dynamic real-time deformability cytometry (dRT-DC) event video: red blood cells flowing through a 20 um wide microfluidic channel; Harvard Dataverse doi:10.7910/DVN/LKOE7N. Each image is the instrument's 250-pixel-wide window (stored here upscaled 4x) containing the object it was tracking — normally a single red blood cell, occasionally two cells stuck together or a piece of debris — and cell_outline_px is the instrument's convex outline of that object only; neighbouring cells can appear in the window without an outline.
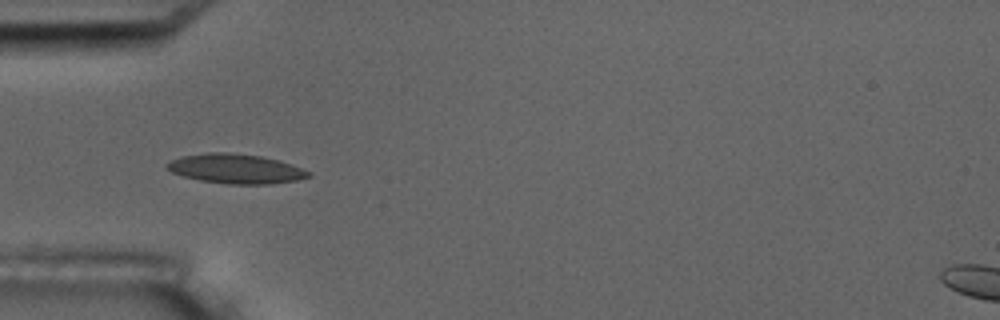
{"species": "common noctule bat (a hibernating species)", "species_latin": "Nyctalus noctula", "temperature_condition": "room temperature", "stored_images_in_passage": 6, "camera_frame_rate_fps": 3000, "um_per_image_px": 0.085, "animal": {"sex": "male", "body_mass_g": 17.5, "forearm_length_mm": 52.3}, "frame": {"image": 1, "passage_image": 5, "time_ms": 5.333, "image_size_px": [1000, 320], "cell_outline_px": [[312, 176], [296, 180], [268, 184], [228, 184], [200, 180], [184, 176], [172, 172], [164, 168], [164, 164], [180, 156], [208, 152], [228, 152], [260, 156], [280, 160], [312, 172]], "centroid_in_image_um": [20.02, 14.34], "position_along_channel_um": 65.0, "area_um2": 24.45}}